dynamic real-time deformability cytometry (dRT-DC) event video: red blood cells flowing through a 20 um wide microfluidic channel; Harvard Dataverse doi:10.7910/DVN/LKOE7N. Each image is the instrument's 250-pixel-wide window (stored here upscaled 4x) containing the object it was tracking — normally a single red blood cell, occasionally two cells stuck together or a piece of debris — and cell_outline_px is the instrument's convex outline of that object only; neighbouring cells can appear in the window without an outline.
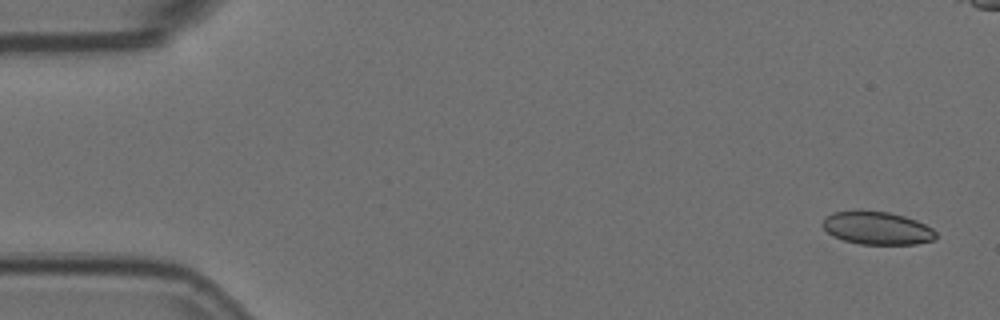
{"species": "Egyptian fruit bat (a non-hibernating species)", "species_latin": "Rousettus aegyptiacus", "temperature_condition": "room temperature", "stored_images_in_passage": 4, "camera_frame_rate_fps": 3000, "um_per_image_px": 0.085, "animal": {"sex": "female"}, "frame": {"image": 1, "passage_image": 1, "time_ms": 0.0, "image_size_px": [1000, 320], "cell_outline_px": [[936, 240], [916, 244], [860, 244], [844, 240], [832, 236], [820, 224], [824, 216], [832, 212], [856, 208], [860, 208], [888, 212], [904, 216], [916, 220], [932, 228], [936, 232]], "centroid_in_image_um": [74.49, 19.35], "position_along_channel_um": 10.5, "area_um2": 22.43}}